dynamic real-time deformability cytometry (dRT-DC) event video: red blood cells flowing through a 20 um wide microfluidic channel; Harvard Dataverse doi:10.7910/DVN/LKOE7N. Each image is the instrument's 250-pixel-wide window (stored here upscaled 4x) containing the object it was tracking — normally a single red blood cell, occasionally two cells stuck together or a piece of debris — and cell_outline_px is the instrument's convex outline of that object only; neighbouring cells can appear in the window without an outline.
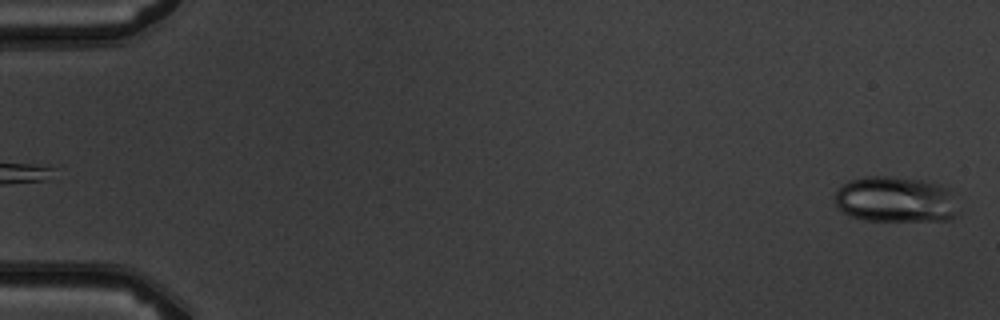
{"species": "common noctule bat (a hibernating species)", "species_latin": "Nyctalus noctula", "temperature_condition": "warm", "stored_images_in_passage": 6, "camera_frame_rate_fps": 3000, "um_per_image_px": 0.085, "animal": {"sex": "male", "body_mass_g": 19.5, "forearm_length_mm": 54.6}, "frame": {"image": 1, "passage_image": 6, "time_ms": 6.0, "image_size_px": [1000, 320], "cell_outline_px": [[956, 192], [952, 216], [948, 220], [864, 220], [848, 216], [836, 204], [832, 196], [848, 180], [864, 176], [888, 176], [920, 180], [952, 188]], "centroid_in_image_um": [76.07, 16.94], "position_along_channel_um": 8.9, "area_um2": 32.89}}